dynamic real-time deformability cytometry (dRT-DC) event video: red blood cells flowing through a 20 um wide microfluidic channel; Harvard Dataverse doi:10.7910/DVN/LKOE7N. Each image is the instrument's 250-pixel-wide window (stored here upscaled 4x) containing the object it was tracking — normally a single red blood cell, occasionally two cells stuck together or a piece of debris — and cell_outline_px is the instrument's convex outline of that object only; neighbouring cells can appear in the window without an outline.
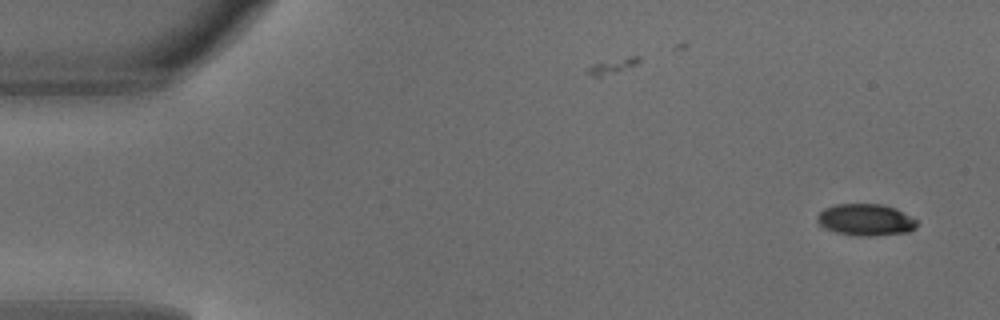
{"species": "common noctule bat (a hibernating species)", "species_latin": "Nyctalus noctula", "temperature_condition": "warm", "stored_images_in_passage": 2, "camera_frame_rate_fps": 3000, "um_per_image_px": 0.085, "animal": {"sex": "male", "body_mass_g": 18.8}, "frame": {"image": 1, "passage_image": 2, "time_ms": 0.333, "image_size_px": [1000, 320], "cell_outline_px": [[916, 228], [908, 232], [876, 236], [856, 236], [836, 232], [824, 228], [816, 220], [816, 216], [824, 208], [836, 204], [880, 204], [896, 208], [916, 220]], "centroid_in_image_um": [73.56, 18.69], "position_along_channel_um": 11.4, "area_um2": 18.5}}